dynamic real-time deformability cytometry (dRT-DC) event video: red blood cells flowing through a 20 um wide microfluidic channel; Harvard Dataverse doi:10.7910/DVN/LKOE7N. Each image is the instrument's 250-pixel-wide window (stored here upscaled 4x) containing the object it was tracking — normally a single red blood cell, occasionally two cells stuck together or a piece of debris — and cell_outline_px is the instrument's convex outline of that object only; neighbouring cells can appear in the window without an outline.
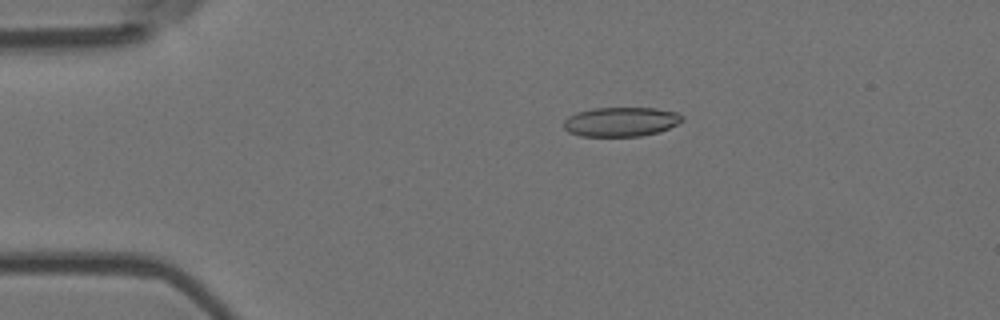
{"species": "Egyptian fruit bat (a non-hibernating species)", "species_latin": "Rousettus aegyptiacus", "temperature_condition": "room temperature", "stored_images_in_passage": 8, "camera_frame_rate_fps": 3000, "um_per_image_px": 0.085, "animal": {"sex": "female"}, "frame": {"image": 1, "passage_image": 3, "time_ms": 0.667, "image_size_px": [1000, 320], "cell_outline_px": [[684, 120], [660, 132], [640, 136], [580, 136], [568, 132], [564, 128], [564, 120], [568, 116], [576, 112], [592, 108], [656, 108], [676, 112], [684, 116]], "centroid_in_image_um": [52.77, 10.35], "position_along_channel_um": 32.2, "area_um2": 20.4}}
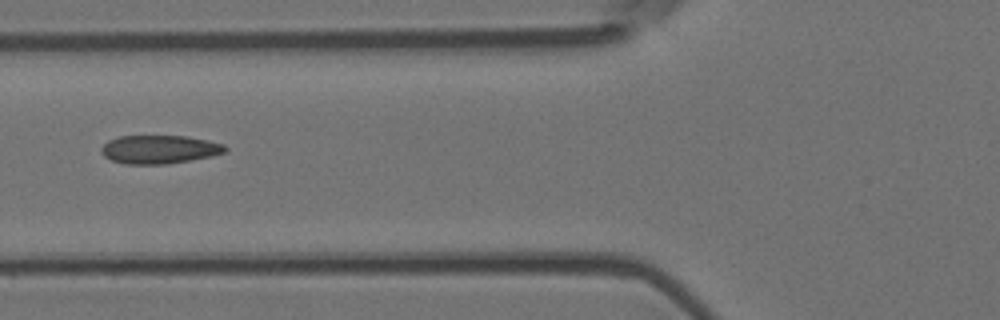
{"frame": {"image": 2, "passage_image": 5, "time_ms": 1.333, "image_size_px": [1000, 320], "cell_outline_px": [[228, 148], [224, 152], [212, 156], [164, 164], [124, 164], [112, 160], [104, 156], [100, 152], [100, 148], [108, 140], [120, 136], [188, 136], [208, 140], [224, 144]], "centroid_in_image_um": [13.53, 12.69], "position_along_channel_um": 112.3, "area_um2": 20.52}}
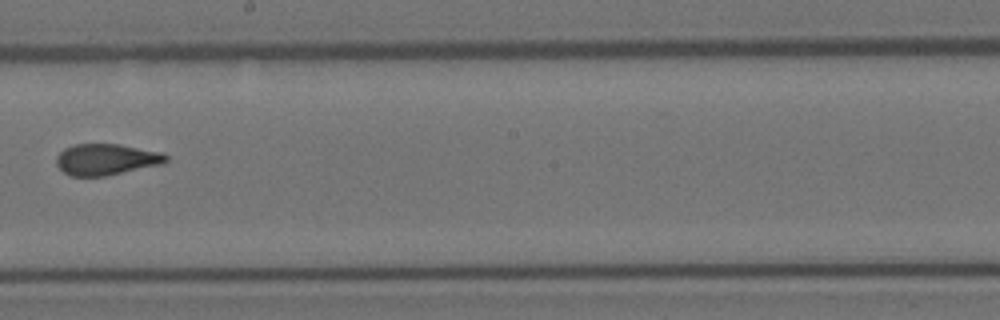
{"frame": {"image": 3, "passage_image": 8, "time_ms": 2.333, "image_size_px": [1000, 320], "cell_outline_px": [[168, 160], [160, 164], [104, 176], [72, 176], [64, 172], [56, 164], [56, 156], [64, 148], [76, 144], [120, 144], [160, 152], [168, 156]], "centroid_in_image_um": [8.99, 13.54], "position_along_channel_um": 239.2, "area_um2": 19.71}}